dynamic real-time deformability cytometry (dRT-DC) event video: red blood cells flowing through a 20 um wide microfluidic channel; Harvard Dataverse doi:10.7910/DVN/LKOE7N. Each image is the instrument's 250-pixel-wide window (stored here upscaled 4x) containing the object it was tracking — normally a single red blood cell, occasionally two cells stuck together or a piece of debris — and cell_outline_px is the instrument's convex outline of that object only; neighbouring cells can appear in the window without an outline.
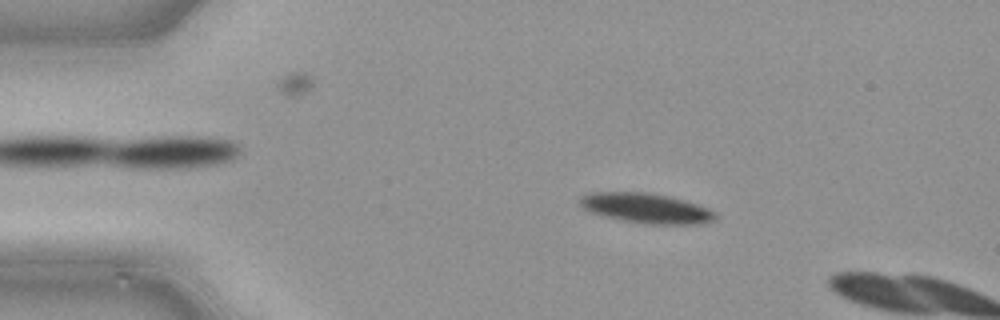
{"species": "common noctule bat (a hibernating species)", "species_latin": "Nyctalus noctula", "temperature_condition": "cold", "stored_images_in_passage": 11, "camera_frame_rate_fps": 3000, "um_per_image_px": 0.085, "animal": {"sex": "male", "body_mass_g": 21.5, "forearm_length_mm": 52.0}, "frame": {"image": 1, "passage_image": 8, "time_ms": 2.333, "image_size_px": [1000, 320], "cell_outline_px": [[716, 220], [700, 224], [644, 224], [604, 216], [588, 212], [580, 208], [580, 196], [588, 192], [648, 192], [668, 196], [684, 200], [708, 208], [716, 212]], "centroid_in_image_um": [54.89, 17.69], "position_along_channel_um": 30.1, "area_um2": 23.87}}